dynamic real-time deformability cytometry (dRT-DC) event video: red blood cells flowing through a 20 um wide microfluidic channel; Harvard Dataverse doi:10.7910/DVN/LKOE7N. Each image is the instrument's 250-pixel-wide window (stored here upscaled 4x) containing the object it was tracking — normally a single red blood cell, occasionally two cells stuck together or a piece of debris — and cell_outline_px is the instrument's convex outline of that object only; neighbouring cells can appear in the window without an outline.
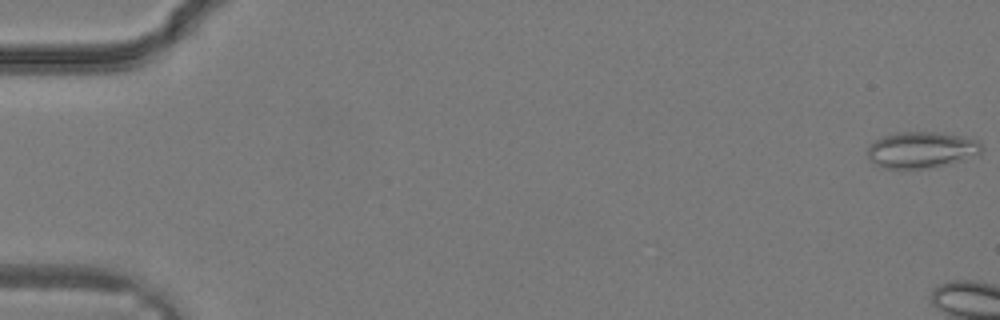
{"species": "common noctule bat (a hibernating species)", "species_latin": "Nyctalus noctula", "temperature_condition": "warm", "stored_images_in_passage": 4, "camera_frame_rate_fps": 3000, "um_per_image_px": 0.085, "animal": {"sex": "male", "body_mass_g": 19.2, "forearm_length_mm": 51.8}, "frame": {"image": 1, "passage_image": 1, "time_ms": 0.0, "image_size_px": [1000, 320], "cell_outline_px": [[984, 148], [980, 156], [924, 168], [884, 168], [876, 164], [868, 156], [868, 148], [876, 140], [884, 136], [896, 132], [940, 132], [964, 136], [980, 140]], "centroid_in_image_um": [78.42, 12.71], "position_along_channel_um": 6.6, "area_um2": 24.1}}